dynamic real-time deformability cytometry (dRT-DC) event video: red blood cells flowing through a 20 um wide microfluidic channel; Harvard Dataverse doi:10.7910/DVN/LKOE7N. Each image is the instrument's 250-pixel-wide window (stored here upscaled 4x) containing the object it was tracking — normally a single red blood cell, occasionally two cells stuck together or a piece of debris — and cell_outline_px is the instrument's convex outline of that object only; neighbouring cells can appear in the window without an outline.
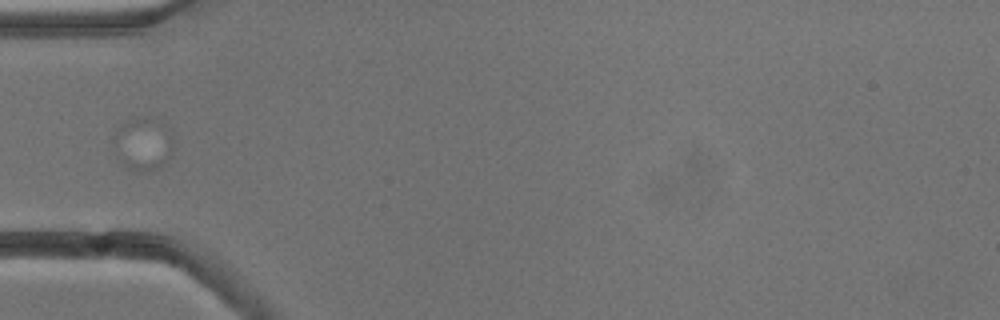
{"species": "common noctule bat (a hibernating species)", "species_latin": "Nyctalus noctula", "temperature_condition": "cold", "stored_images_in_passage": 1, "camera_frame_rate_fps": 3000, "um_per_image_px": 0.085, "animal": {"sex": "male", "body_mass_g": 13.3}, "frame": {"image": 1, "passage_image": 1, "time_ms": 0.0, "image_size_px": [1000, 320], "cell_outline_px": [[172, 156], [156, 168], [136, 172], [128, 168], [120, 160], [116, 152], [116, 128], [124, 120], [136, 116], [148, 116], [164, 124], [168, 128], [172, 136]], "centroid_in_image_um": [12.17, 12.18], "position_along_channel_um": 72.8, "area_um2": 18.32}}